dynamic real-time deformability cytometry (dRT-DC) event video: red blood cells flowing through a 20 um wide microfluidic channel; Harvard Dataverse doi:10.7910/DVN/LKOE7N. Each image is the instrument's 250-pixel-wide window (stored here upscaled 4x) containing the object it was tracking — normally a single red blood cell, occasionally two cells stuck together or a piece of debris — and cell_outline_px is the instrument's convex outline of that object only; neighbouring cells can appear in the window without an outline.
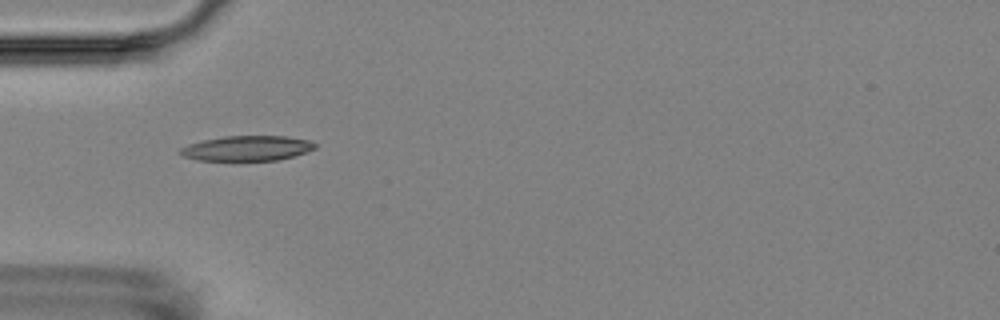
{"species": "Egyptian fruit bat (a non-hibernating species)", "species_latin": "Rousettus aegyptiacus", "temperature_condition": "room temperature", "stored_images_in_passage": 2, "camera_frame_rate_fps": 3000, "um_per_image_px": 0.085, "animal": {"sex": "female"}, "frame": {"image": 1, "passage_image": 1, "time_ms": 0.0, "image_size_px": [1000, 320], "cell_outline_px": [[316, 148], [292, 156], [276, 160], [196, 160], [184, 156], [176, 152], [180, 148], [188, 144], [204, 140], [224, 136], [284, 136], [308, 140], [316, 144]], "centroid_in_image_um": [20.94, 12.6], "position_along_channel_um": 64.1, "area_um2": 19.48}}
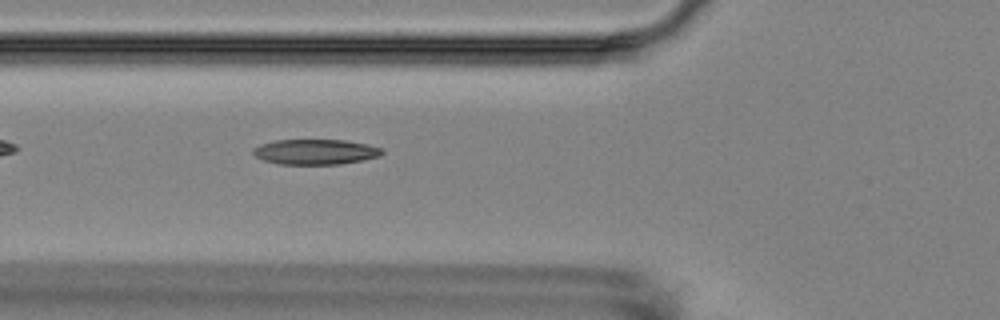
{"frame": {"image": 2, "passage_image": 2, "time_ms": 1.0, "image_size_px": [1000, 320], "cell_outline_px": [[384, 152], [380, 156], [340, 164], [280, 164], [264, 160], [256, 156], [252, 152], [252, 148], [260, 144], [276, 140], [344, 140], [368, 144], [384, 148]], "centroid_in_image_um": [26.82, 12.9], "position_along_channel_um": 99.0, "area_um2": 18.96}}